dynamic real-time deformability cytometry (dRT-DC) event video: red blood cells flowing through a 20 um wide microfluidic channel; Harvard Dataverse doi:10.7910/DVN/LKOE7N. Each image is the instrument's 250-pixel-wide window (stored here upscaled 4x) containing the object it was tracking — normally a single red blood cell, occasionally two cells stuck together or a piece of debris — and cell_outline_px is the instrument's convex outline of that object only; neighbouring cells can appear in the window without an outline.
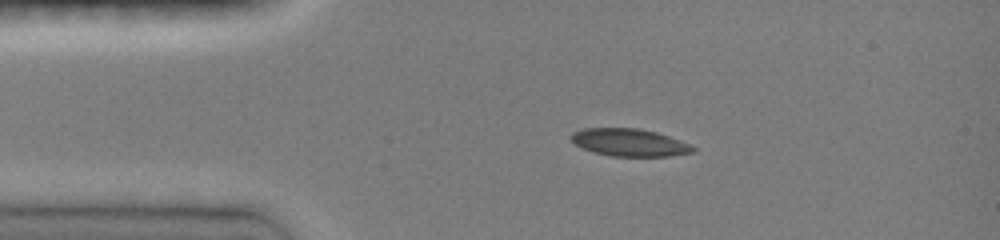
{"species": "common noctule bat (a hibernating species)", "species_latin": "Nyctalus noctula", "temperature_condition": "room temperature", "stored_images_in_passage": 37, "camera_frame_rate_fps": 3000, "um_per_image_px": 0.085, "animal": {"sex": "female", "body_mass_g": 19.0, "forearm_length_mm": 51.5}, "frame": {"image": 1, "passage_image": 4, "time_ms": 1.667, "image_size_px": [1000, 240], "cell_outline_px": [[696, 152], [668, 156], [612, 156], [596, 152], [584, 148], [576, 144], [568, 136], [572, 132], [584, 128], [640, 128], [656, 132], [692, 144], [696, 148]], "centroid_in_image_um": [53.54, 12.1], "position_along_channel_um": 31.5, "area_um2": 19.54}}
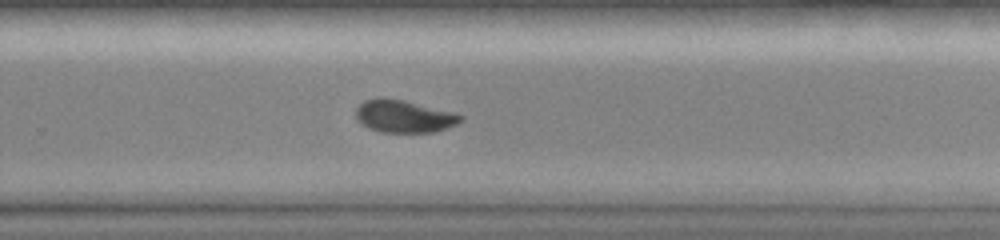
{"frame": {"image": 2, "passage_image": 21, "time_ms": 9.0, "image_size_px": [1000, 240], "cell_outline_px": [[464, 120], [448, 128], [436, 132], [380, 132], [368, 128], [360, 124], [356, 120], [356, 108], [364, 100], [380, 96], [384, 96], [404, 100], [456, 112], [464, 116]], "centroid_in_image_um": [34.34, 9.87], "position_along_channel_um": 295.5, "area_um2": 20.4}}
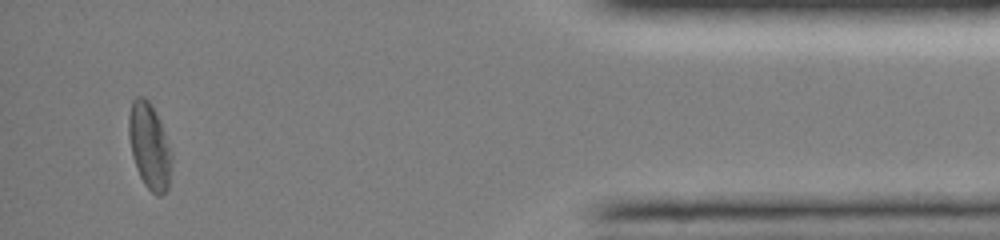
{"frame": {"image": 3, "passage_image": 34, "time_ms": 13.333, "image_size_px": [1000, 240], "cell_outline_px": [[172, 160], [168, 188], [160, 196], [156, 196], [144, 184], [136, 168], [132, 156], [128, 136], [128, 116], [132, 100], [136, 96], [144, 96], [152, 104], [156, 112], [172, 152]], "centroid_in_image_um": [12.69, 12.4], "position_along_channel_um": 422.5, "area_um2": 21.68}, "authors_computed_cell_mechanics": {"area_um2": 20.23, "velocity_mm_per_s": 4.0847, "shape_relaxation_time_tau1_ms": 6.434, "shape_relaxation_time_tau2_ms": 5.2909, "deformation_change_tau1": 0.1534, "deformation_change_tau2": 0.0787}}